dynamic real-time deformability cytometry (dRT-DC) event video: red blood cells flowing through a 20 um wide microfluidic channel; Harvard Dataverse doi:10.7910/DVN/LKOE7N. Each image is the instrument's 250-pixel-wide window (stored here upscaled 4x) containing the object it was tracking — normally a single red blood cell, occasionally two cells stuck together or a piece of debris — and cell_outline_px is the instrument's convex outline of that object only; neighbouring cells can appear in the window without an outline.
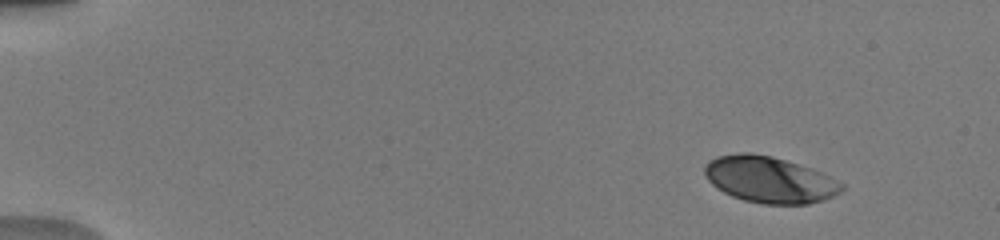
{"species": "human", "species_latin": "Homo sapiens", "temperature_condition": "warm", "stored_images_in_passage": 56, "camera_frame_rate_fps": 3000, "um_per_image_px": 0.085, "donor": {"sex": "male"}, "frame": {"image": 1, "passage_image": 1, "time_ms": 0.0, "image_size_px": [1000, 240], "cell_outline_px": [[844, 188], [840, 192], [832, 196], [808, 204], [764, 204], [744, 200], [732, 196], [724, 192], [712, 184], [704, 176], [704, 164], [708, 160], [716, 156], [740, 152], [752, 152], [772, 156], [812, 168], [844, 184]], "centroid_in_image_um": [65.36, 15.25], "position_along_channel_um": 19.6, "area_um2": 37.05}}
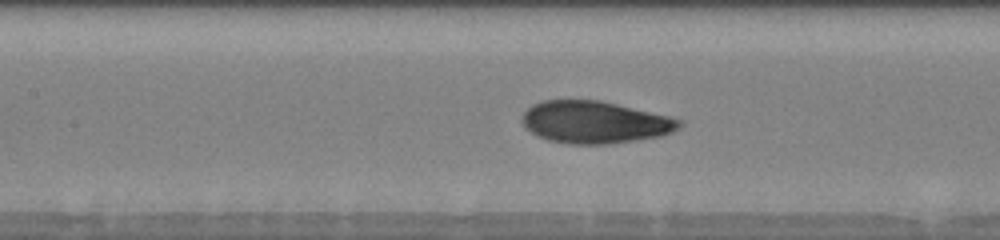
{"frame": {"image": 2, "passage_image": 35, "time_ms": 6.667, "image_size_px": [1000, 240], "cell_outline_px": [[680, 124], [672, 132], [660, 136], [604, 144], [572, 144], [548, 140], [524, 128], [520, 120], [524, 112], [532, 104], [540, 100], [600, 100], [668, 116], [680, 120]], "centroid_in_image_um": [50.48, 10.37], "position_along_channel_um": 156.9, "area_um2": 38.26}}
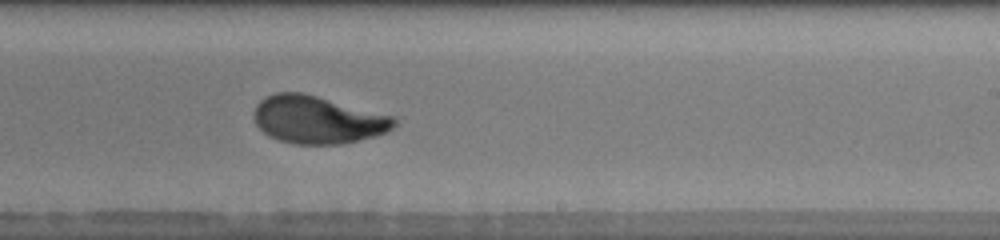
{"frame": {"image": 3, "passage_image": 42, "time_ms": 9.333, "image_size_px": [1000, 240], "cell_outline_px": [[396, 124], [388, 132], [376, 136], [340, 144], [292, 144], [268, 136], [256, 124], [252, 116], [252, 112], [256, 104], [260, 100], [276, 92], [304, 92], [392, 116], [396, 120]], "centroid_in_image_um": [26.96, 10.17], "position_along_channel_um": 262.0, "area_um2": 39.07}, "authors_computed_cell_mechanics": {"area_um2": 38.148, "velocity_mm_per_s": 3.9631, "shape_relaxation_time_tau1_ms": 3.9645, "shape_relaxation_time_tau2_ms": null, "deformation_change_tau1": 0.1597, "deformation_change_tau2": null}}